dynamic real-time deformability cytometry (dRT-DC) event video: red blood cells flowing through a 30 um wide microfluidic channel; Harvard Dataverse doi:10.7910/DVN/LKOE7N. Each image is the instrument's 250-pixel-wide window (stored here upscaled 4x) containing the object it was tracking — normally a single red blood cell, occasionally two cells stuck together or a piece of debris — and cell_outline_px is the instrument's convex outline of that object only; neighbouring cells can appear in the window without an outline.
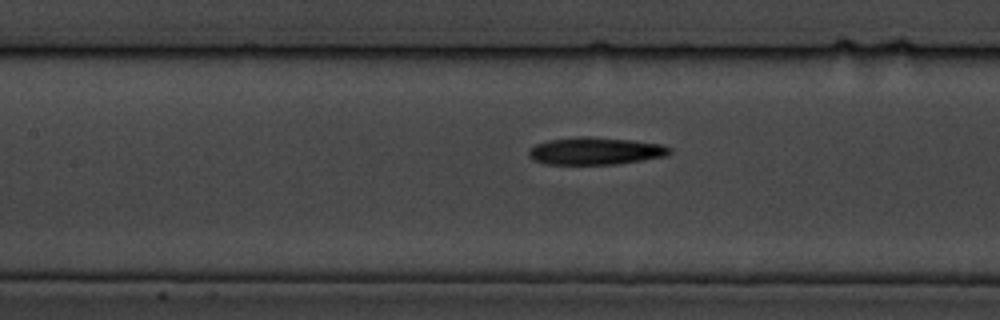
{"species": "common noctule bat (a hibernating species)", "species_latin": "Nyctalus noctula", "temperature_condition": "cold", "stored_images_in_passage": 8, "segment_of_instrument_passage": [2, 2], "camera_frame_rate_fps": 3000, "um_per_image_px": 0.085, "animal": {"sex": "male", "body_mass_g": 19.5, "forearm_length_mm": 54.6}, "frame": {"image": 1, "passage_image": 8, "time_ms": 8.667, "image_size_px": [1000, 320], "cell_outline_px": [[672, 152], [664, 156], [616, 164], [544, 164], [532, 160], [528, 156], [528, 152], [536, 144], [548, 140], [580, 136], [592, 136], [632, 140], [664, 144], [672, 148]], "centroid_in_image_um": [50.61, 12.82], "position_along_channel_um": 156.8, "area_um2": 22.6}}